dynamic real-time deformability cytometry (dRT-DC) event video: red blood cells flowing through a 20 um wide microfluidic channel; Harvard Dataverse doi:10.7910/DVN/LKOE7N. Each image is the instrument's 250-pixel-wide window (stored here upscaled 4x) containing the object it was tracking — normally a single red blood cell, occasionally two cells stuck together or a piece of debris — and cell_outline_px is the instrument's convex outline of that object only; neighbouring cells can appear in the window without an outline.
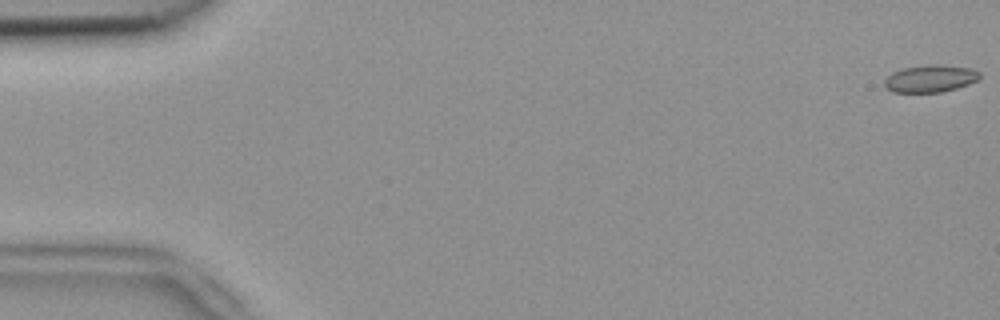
{"species": "common noctule bat (a hibernating species)", "species_latin": "Nyctalus noctula", "temperature_condition": "room temperature", "stored_images_in_passage": 54, "camera_frame_rate_fps": 3000, "um_per_image_px": 0.085, "animal": {"sex": "female", "body_mass_g": 18.4}, "frame": {"image": 1, "passage_image": 1, "time_ms": 0.0, "image_size_px": [1000, 320], "cell_outline_px": [[980, 76], [976, 80], [968, 84], [956, 88], [940, 92], [892, 92], [884, 84], [884, 80], [892, 72], [904, 68], [928, 64], [940, 64], [968, 68], [980, 72]], "centroid_in_image_um": [79.06, 6.67], "position_along_channel_um": 5.9, "area_um2": 14.97}}
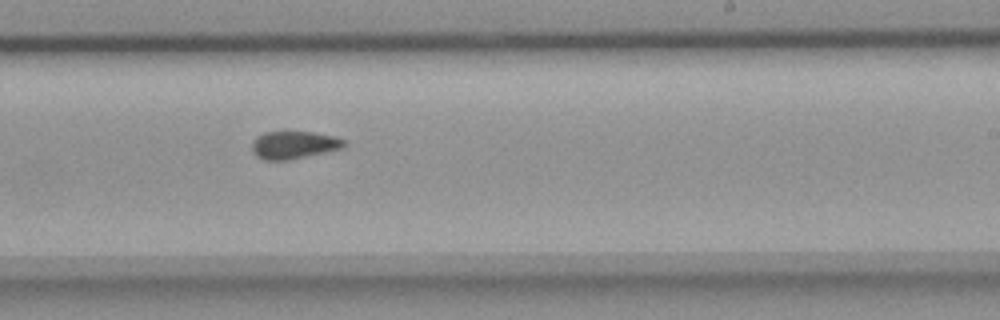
{"frame": {"image": 2, "passage_image": 33, "time_ms": 10.667, "image_size_px": [1000, 320], "cell_outline_px": [[344, 144], [340, 148], [288, 160], [264, 160], [256, 156], [252, 148], [252, 144], [256, 136], [264, 132], [312, 132], [332, 136], [344, 140]], "centroid_in_image_um": [24.9, 12.32], "position_along_channel_um": 264.1, "area_um2": 14.45}}
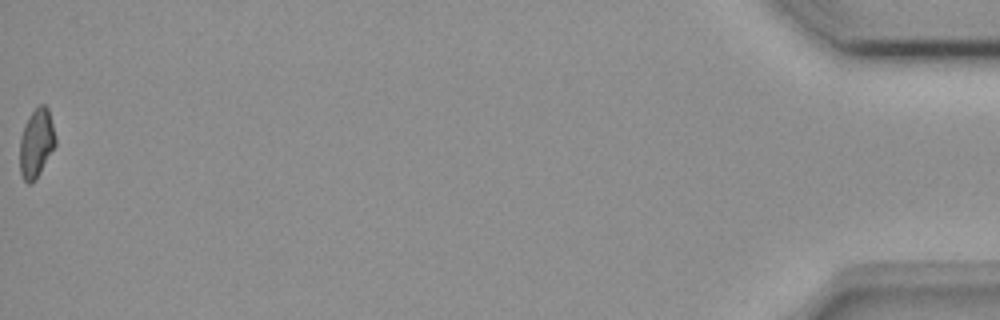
{"frame": {"image": 3, "passage_image": 54, "time_ms": 17.667, "image_size_px": [1000, 320], "cell_outline_px": [[56, 144], [36, 180], [32, 184], [28, 184], [24, 180], [20, 172], [20, 136], [24, 124], [32, 112], [40, 104], [44, 104], [48, 108], [56, 136]], "centroid_in_image_um": [3.09, 12.18], "position_along_channel_um": 432.1, "area_um2": 14.39}, "authors_computed_cell_mechanics": {"area_um2": 15.0569, "velocity_mm_per_s": 3.8225, "shape_relaxation_time_tau1_ms": null, "shape_relaxation_time_tau2_ms": 2.5458, "deformation_change_tau1": null, "deformation_change_tau2": 0.0782}}